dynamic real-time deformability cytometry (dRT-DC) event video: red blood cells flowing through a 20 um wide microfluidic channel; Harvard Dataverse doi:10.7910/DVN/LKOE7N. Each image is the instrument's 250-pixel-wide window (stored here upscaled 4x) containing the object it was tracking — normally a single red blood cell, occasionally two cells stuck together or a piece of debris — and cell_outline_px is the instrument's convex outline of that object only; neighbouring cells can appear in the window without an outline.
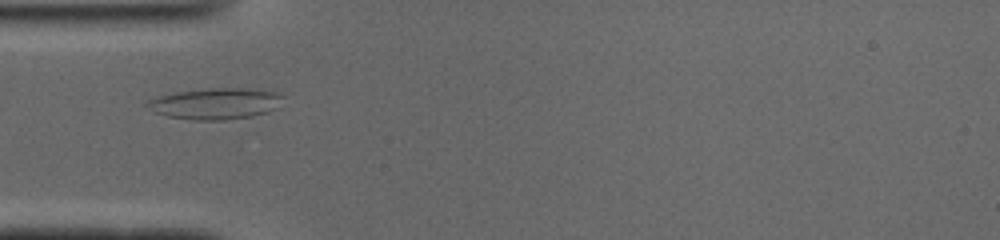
{"species": "common noctule bat (a hibernating species)", "species_latin": "Nyctalus noctula", "temperature_condition": "cold", "stored_images_in_passage": 31, "camera_frame_rate_fps": 3000, "um_per_image_px": 0.085, "animal": {"sex": "male", "body_mass_g": 19.0, "forearm_length_mm": 50.8}, "frame": {"image": 1, "passage_image": 1, "time_ms": 0.0, "image_size_px": [1000, 240], "cell_outline_px": [[284, 96], [280, 108], [268, 112], [252, 116], [224, 120], [196, 120], [168, 116], [156, 112], [144, 104], [148, 100], [160, 96], [176, 92], [212, 88], [240, 88], [276, 92]], "centroid_in_image_um": [18.38, 8.81], "position_along_channel_um": 66.6, "area_um2": 24.57}}
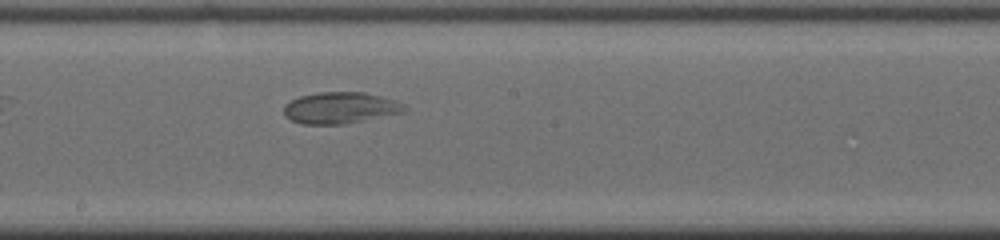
{"frame": {"image": 2, "passage_image": 13, "time_ms": 4.0, "image_size_px": [1000, 240], "cell_outline_px": [[408, 108], [404, 112], [344, 124], [304, 124], [292, 120], [284, 116], [284, 108], [292, 100], [300, 96], [320, 92], [364, 92], [380, 96], [404, 104]], "centroid_in_image_um": [28.93, 9.17], "position_along_channel_um": 219.3, "area_um2": 21.79}}
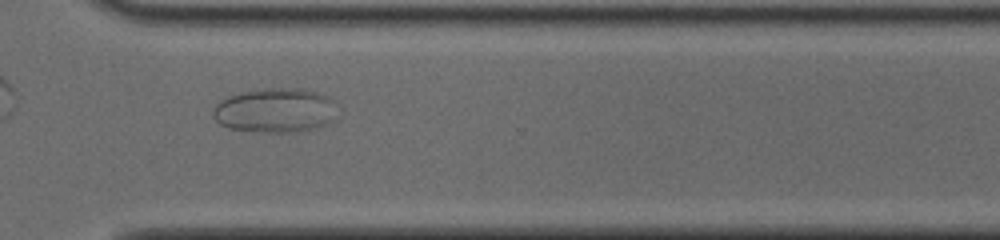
{"frame": {"image": 3, "passage_image": 23, "time_ms": 7.333, "image_size_px": [1000, 240], "cell_outline_px": [[336, 100], [332, 120], [324, 124], [312, 128], [296, 132], [264, 132], [228, 128], [220, 124], [212, 116], [212, 112], [216, 104], [220, 100], [228, 96], [244, 92], [272, 88], [304, 88], [328, 96]], "centroid_in_image_um": [23.37, 9.37], "position_along_channel_um": 347.2, "area_um2": 31.96}}